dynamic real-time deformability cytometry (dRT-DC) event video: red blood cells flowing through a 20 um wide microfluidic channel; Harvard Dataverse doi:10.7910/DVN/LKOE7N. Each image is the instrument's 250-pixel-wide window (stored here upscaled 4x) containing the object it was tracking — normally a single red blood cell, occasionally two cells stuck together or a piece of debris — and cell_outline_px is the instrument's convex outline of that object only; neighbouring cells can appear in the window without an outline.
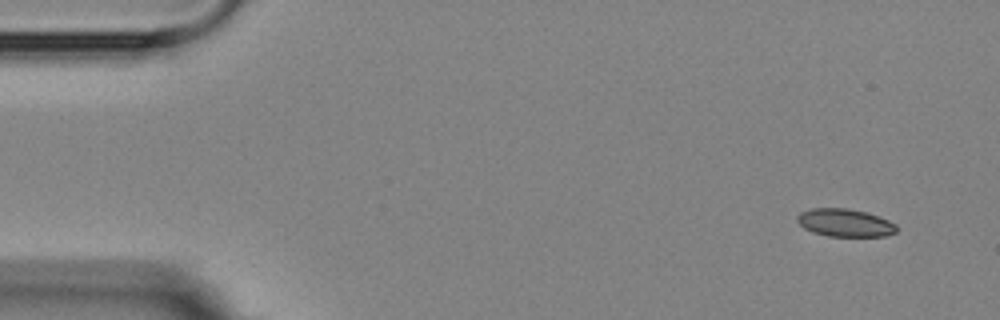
{"species": "Egyptian fruit bat (a non-hibernating species)", "species_latin": "Rousettus aegyptiacus", "temperature_condition": "room temperature", "stored_images_in_passage": 4, "camera_frame_rate_fps": 3000, "um_per_image_px": 0.085, "animal": {"sex": "female"}, "frame": {"image": 1, "passage_image": 1, "time_ms": 0.0, "image_size_px": [1000, 320], "cell_outline_px": [[896, 232], [884, 236], [828, 236], [812, 232], [804, 228], [796, 220], [796, 216], [800, 212], [812, 208], [848, 208], [868, 212], [880, 216], [896, 224]], "centroid_in_image_um": [71.81, 18.92], "position_along_channel_um": 13.2, "area_um2": 16.24}}
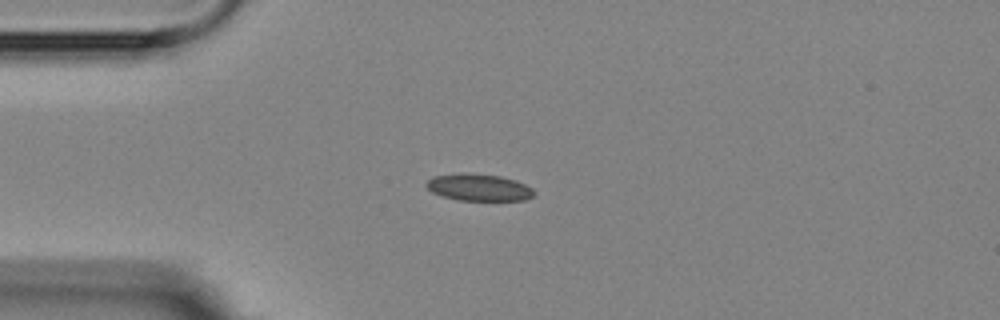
{"frame": {"image": 2, "passage_image": 4, "time_ms": 3.333, "image_size_px": [1000, 320], "cell_outline_px": [[536, 192], [532, 196], [524, 200], [460, 200], [444, 196], [432, 192], [424, 184], [432, 176], [500, 176], [516, 180], [532, 188]], "centroid_in_image_um": [40.76, 15.98], "position_along_channel_um": 44.2, "area_um2": 15.9}}